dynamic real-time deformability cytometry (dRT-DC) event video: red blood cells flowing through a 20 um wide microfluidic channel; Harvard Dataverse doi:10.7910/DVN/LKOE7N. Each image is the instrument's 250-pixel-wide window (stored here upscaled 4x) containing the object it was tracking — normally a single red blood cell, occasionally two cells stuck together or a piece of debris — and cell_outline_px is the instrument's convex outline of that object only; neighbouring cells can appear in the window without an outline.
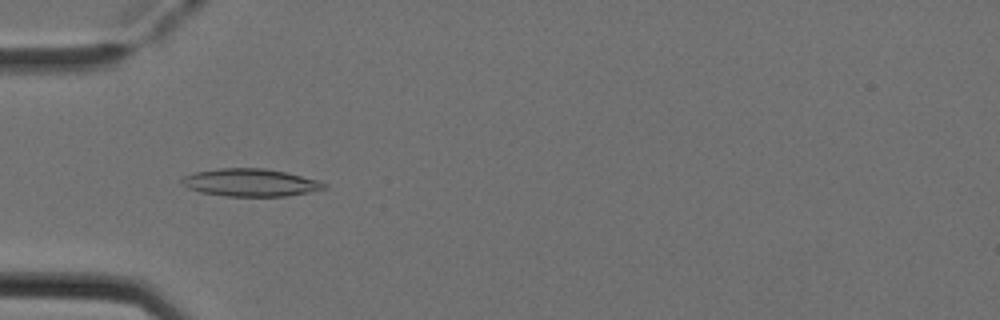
{"species": "Egyptian fruit bat (a non-hibernating species)", "species_latin": "Rousettus aegyptiacus", "temperature_condition": "cold", "stored_images_in_passage": 51, "camera_frame_rate_fps": 3000, "um_per_image_px": 0.085, "animal": {"sex": "female"}, "frame": {"image": 1, "passage_image": 16, "time_ms": 5.0, "image_size_px": [1000, 320], "cell_outline_px": [[328, 188], [308, 192], [284, 196], [224, 196], [200, 192], [188, 188], [180, 180], [184, 176], [196, 172], [220, 168], [264, 168], [284, 172], [316, 180], [328, 184]], "centroid_in_image_um": [21.28, 15.52], "position_along_channel_um": 63.7, "area_um2": 22.66}}
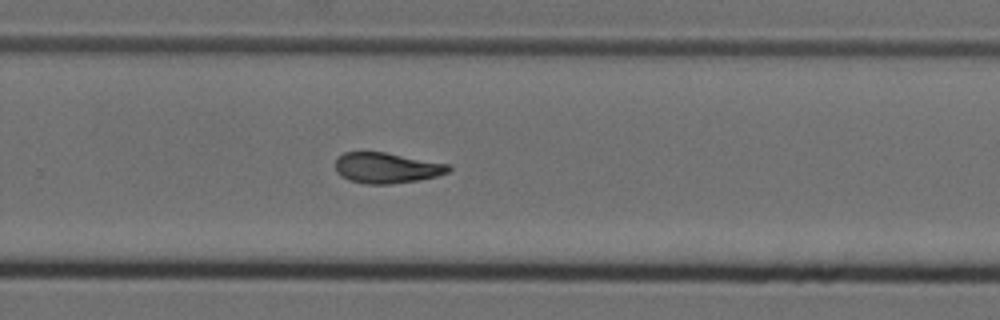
{"frame": {"image": 2, "passage_image": 34, "time_ms": 11.0, "image_size_px": [1000, 320], "cell_outline_px": [[452, 168], [448, 172], [436, 176], [420, 180], [392, 184], [364, 184], [348, 180], [340, 176], [336, 172], [336, 156], [344, 152], [384, 152], [448, 164]], "centroid_in_image_um": [32.82, 14.28], "position_along_channel_um": 297.0, "area_um2": 20.29}}
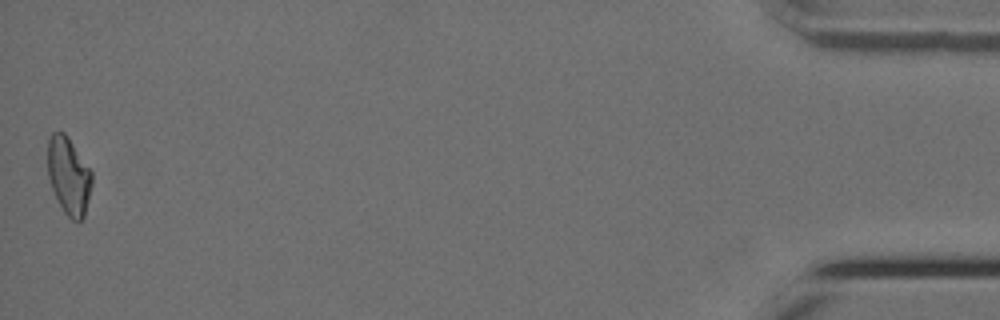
{"frame": {"image": 3, "passage_image": 51, "time_ms": 16.667, "image_size_px": [1000, 320], "cell_outline_px": [[92, 184], [84, 216], [80, 220], [72, 220], [64, 212], [52, 188], [48, 176], [48, 140], [52, 132], [64, 132], [92, 172]], "centroid_in_image_um": [5.84, 14.94], "position_along_channel_um": 429.4, "area_um2": 19.54}, "authors_computed_cell_mechanics": {"area_um2": 20.6924, "velocity_mm_per_s": 3.9138, "shape_relaxation_time_tau1_ms": 5.5551, "shape_relaxation_time_tau2_ms": 3.1135, "deformation_change_tau1": 0.1761, "deformation_change_tau2": 0.1039}}